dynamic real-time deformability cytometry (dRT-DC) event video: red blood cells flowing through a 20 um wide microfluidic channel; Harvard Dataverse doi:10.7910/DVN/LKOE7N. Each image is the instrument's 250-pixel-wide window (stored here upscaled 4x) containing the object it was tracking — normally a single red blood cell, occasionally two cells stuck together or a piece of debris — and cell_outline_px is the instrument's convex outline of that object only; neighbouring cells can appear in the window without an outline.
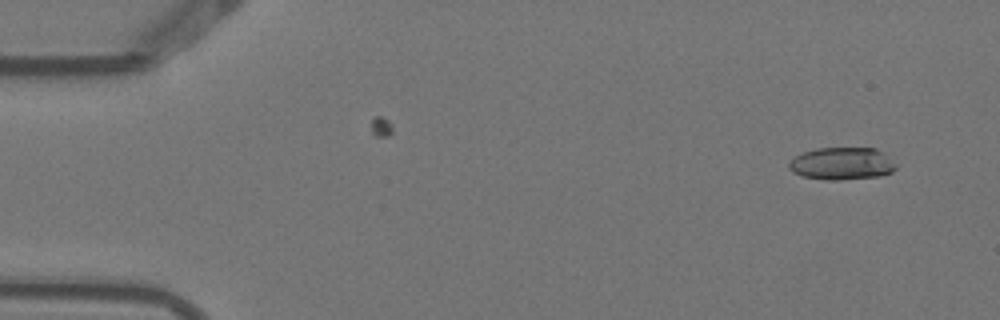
{"species": "Egyptian fruit bat (a non-hibernating species)", "species_latin": "Rousettus aegyptiacus", "temperature_condition": "warm", "stored_images_in_passage": 3, "camera_frame_rate_fps": 3000, "um_per_image_px": 0.085, "animal": {"sex": "female"}, "frame": {"image": 1, "passage_image": 3, "time_ms": 0.667, "image_size_px": [1000, 320], "cell_outline_px": [[896, 168], [892, 172], [880, 176], [836, 180], [824, 180], [800, 176], [792, 172], [788, 168], [788, 164], [796, 156], [804, 152], [816, 148], [876, 148], [884, 152], [896, 164]], "centroid_in_image_um": [71.56, 13.91], "position_along_channel_um": 13.4, "area_um2": 20.35}}